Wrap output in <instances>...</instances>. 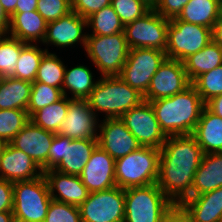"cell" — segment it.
<instances>
[{"label": "cell", "mask_w": 222, "mask_h": 222, "mask_svg": "<svg viewBox=\"0 0 222 222\" xmlns=\"http://www.w3.org/2000/svg\"><path fill=\"white\" fill-rule=\"evenodd\" d=\"M203 156L192 134L167 136L160 148L156 184L174 204L192 196L194 175Z\"/></svg>", "instance_id": "6da1fadb"}, {"label": "cell", "mask_w": 222, "mask_h": 222, "mask_svg": "<svg viewBox=\"0 0 222 222\" xmlns=\"http://www.w3.org/2000/svg\"><path fill=\"white\" fill-rule=\"evenodd\" d=\"M150 103L166 136L192 134L205 107L192 84L181 93Z\"/></svg>", "instance_id": "7a4b0ae2"}, {"label": "cell", "mask_w": 222, "mask_h": 222, "mask_svg": "<svg viewBox=\"0 0 222 222\" xmlns=\"http://www.w3.org/2000/svg\"><path fill=\"white\" fill-rule=\"evenodd\" d=\"M144 100L143 94L130 87L119 76H100L87 101L97 113L105 114V118H120L128 110Z\"/></svg>", "instance_id": "3957f363"}, {"label": "cell", "mask_w": 222, "mask_h": 222, "mask_svg": "<svg viewBox=\"0 0 222 222\" xmlns=\"http://www.w3.org/2000/svg\"><path fill=\"white\" fill-rule=\"evenodd\" d=\"M159 158L160 149L141 147L115 160L116 186L126 189L156 184Z\"/></svg>", "instance_id": "277c9868"}, {"label": "cell", "mask_w": 222, "mask_h": 222, "mask_svg": "<svg viewBox=\"0 0 222 222\" xmlns=\"http://www.w3.org/2000/svg\"><path fill=\"white\" fill-rule=\"evenodd\" d=\"M173 205L157 184L126 188L124 222H163Z\"/></svg>", "instance_id": "5b68a950"}, {"label": "cell", "mask_w": 222, "mask_h": 222, "mask_svg": "<svg viewBox=\"0 0 222 222\" xmlns=\"http://www.w3.org/2000/svg\"><path fill=\"white\" fill-rule=\"evenodd\" d=\"M102 76H119L130 48L124 32L114 35H87L84 49Z\"/></svg>", "instance_id": "8992f818"}, {"label": "cell", "mask_w": 222, "mask_h": 222, "mask_svg": "<svg viewBox=\"0 0 222 222\" xmlns=\"http://www.w3.org/2000/svg\"><path fill=\"white\" fill-rule=\"evenodd\" d=\"M97 146V139L76 140L55 134L48 153V170L79 176Z\"/></svg>", "instance_id": "52a82bcc"}, {"label": "cell", "mask_w": 222, "mask_h": 222, "mask_svg": "<svg viewBox=\"0 0 222 222\" xmlns=\"http://www.w3.org/2000/svg\"><path fill=\"white\" fill-rule=\"evenodd\" d=\"M52 197L44 175L13 184V217L44 221Z\"/></svg>", "instance_id": "ba28073f"}, {"label": "cell", "mask_w": 222, "mask_h": 222, "mask_svg": "<svg viewBox=\"0 0 222 222\" xmlns=\"http://www.w3.org/2000/svg\"><path fill=\"white\" fill-rule=\"evenodd\" d=\"M212 40L211 28L173 18L167 28L166 57L183 62Z\"/></svg>", "instance_id": "9c48e42d"}, {"label": "cell", "mask_w": 222, "mask_h": 222, "mask_svg": "<svg viewBox=\"0 0 222 222\" xmlns=\"http://www.w3.org/2000/svg\"><path fill=\"white\" fill-rule=\"evenodd\" d=\"M78 208L82 222H124L125 189L115 186L90 192Z\"/></svg>", "instance_id": "30bf717a"}, {"label": "cell", "mask_w": 222, "mask_h": 222, "mask_svg": "<svg viewBox=\"0 0 222 222\" xmlns=\"http://www.w3.org/2000/svg\"><path fill=\"white\" fill-rule=\"evenodd\" d=\"M166 58L165 51L154 48H131L119 77L144 95L152 77Z\"/></svg>", "instance_id": "8fae6325"}, {"label": "cell", "mask_w": 222, "mask_h": 222, "mask_svg": "<svg viewBox=\"0 0 222 222\" xmlns=\"http://www.w3.org/2000/svg\"><path fill=\"white\" fill-rule=\"evenodd\" d=\"M169 21L152 7L139 19L126 24L124 33L129 48H154L165 51Z\"/></svg>", "instance_id": "7c38bea8"}, {"label": "cell", "mask_w": 222, "mask_h": 222, "mask_svg": "<svg viewBox=\"0 0 222 222\" xmlns=\"http://www.w3.org/2000/svg\"><path fill=\"white\" fill-rule=\"evenodd\" d=\"M120 119L142 147L160 149L166 141L167 136L161 130L149 101L143 100L124 113Z\"/></svg>", "instance_id": "4fadbf2b"}, {"label": "cell", "mask_w": 222, "mask_h": 222, "mask_svg": "<svg viewBox=\"0 0 222 222\" xmlns=\"http://www.w3.org/2000/svg\"><path fill=\"white\" fill-rule=\"evenodd\" d=\"M192 83L189 81L184 63L166 58L151 79L144 100L153 101L183 92Z\"/></svg>", "instance_id": "5bb4252c"}, {"label": "cell", "mask_w": 222, "mask_h": 222, "mask_svg": "<svg viewBox=\"0 0 222 222\" xmlns=\"http://www.w3.org/2000/svg\"><path fill=\"white\" fill-rule=\"evenodd\" d=\"M99 119L91 109L87 99L68 97V110L58 132L71 139H97Z\"/></svg>", "instance_id": "9a60e30c"}, {"label": "cell", "mask_w": 222, "mask_h": 222, "mask_svg": "<svg viewBox=\"0 0 222 222\" xmlns=\"http://www.w3.org/2000/svg\"><path fill=\"white\" fill-rule=\"evenodd\" d=\"M102 121L97 133L98 146L114 160L142 147L120 118H104Z\"/></svg>", "instance_id": "2e32d148"}, {"label": "cell", "mask_w": 222, "mask_h": 222, "mask_svg": "<svg viewBox=\"0 0 222 222\" xmlns=\"http://www.w3.org/2000/svg\"><path fill=\"white\" fill-rule=\"evenodd\" d=\"M87 28V20L74 11L65 16L47 23L46 34L43 45H54L57 48L70 47L78 42L86 47L87 34L84 29Z\"/></svg>", "instance_id": "e0dca14e"}, {"label": "cell", "mask_w": 222, "mask_h": 222, "mask_svg": "<svg viewBox=\"0 0 222 222\" xmlns=\"http://www.w3.org/2000/svg\"><path fill=\"white\" fill-rule=\"evenodd\" d=\"M54 135L29 121L9 143L30 156L45 172L48 171V153Z\"/></svg>", "instance_id": "ac0fdd59"}, {"label": "cell", "mask_w": 222, "mask_h": 222, "mask_svg": "<svg viewBox=\"0 0 222 222\" xmlns=\"http://www.w3.org/2000/svg\"><path fill=\"white\" fill-rule=\"evenodd\" d=\"M79 176L89 192L115 187V160L97 146Z\"/></svg>", "instance_id": "d6986e66"}, {"label": "cell", "mask_w": 222, "mask_h": 222, "mask_svg": "<svg viewBox=\"0 0 222 222\" xmlns=\"http://www.w3.org/2000/svg\"><path fill=\"white\" fill-rule=\"evenodd\" d=\"M53 200L79 207L89 195L78 175L60 173L54 169L43 172Z\"/></svg>", "instance_id": "ffe728a7"}, {"label": "cell", "mask_w": 222, "mask_h": 222, "mask_svg": "<svg viewBox=\"0 0 222 222\" xmlns=\"http://www.w3.org/2000/svg\"><path fill=\"white\" fill-rule=\"evenodd\" d=\"M43 175L42 169L23 151L8 143L0 159V179L12 183Z\"/></svg>", "instance_id": "44dd1931"}, {"label": "cell", "mask_w": 222, "mask_h": 222, "mask_svg": "<svg viewBox=\"0 0 222 222\" xmlns=\"http://www.w3.org/2000/svg\"><path fill=\"white\" fill-rule=\"evenodd\" d=\"M47 22L36 11L13 13L7 35L24 43L37 44L44 40Z\"/></svg>", "instance_id": "7402d4cb"}, {"label": "cell", "mask_w": 222, "mask_h": 222, "mask_svg": "<svg viewBox=\"0 0 222 222\" xmlns=\"http://www.w3.org/2000/svg\"><path fill=\"white\" fill-rule=\"evenodd\" d=\"M181 205L195 222H222V187L201 195L190 196Z\"/></svg>", "instance_id": "603a6c76"}, {"label": "cell", "mask_w": 222, "mask_h": 222, "mask_svg": "<svg viewBox=\"0 0 222 222\" xmlns=\"http://www.w3.org/2000/svg\"><path fill=\"white\" fill-rule=\"evenodd\" d=\"M192 135L204 154L222 152V118L206 106Z\"/></svg>", "instance_id": "cb8c5ba5"}, {"label": "cell", "mask_w": 222, "mask_h": 222, "mask_svg": "<svg viewBox=\"0 0 222 222\" xmlns=\"http://www.w3.org/2000/svg\"><path fill=\"white\" fill-rule=\"evenodd\" d=\"M222 187V152L204 154L194 175L192 196Z\"/></svg>", "instance_id": "d4e9b609"}, {"label": "cell", "mask_w": 222, "mask_h": 222, "mask_svg": "<svg viewBox=\"0 0 222 222\" xmlns=\"http://www.w3.org/2000/svg\"><path fill=\"white\" fill-rule=\"evenodd\" d=\"M32 83L13 77L0 78V110H27Z\"/></svg>", "instance_id": "484cf974"}, {"label": "cell", "mask_w": 222, "mask_h": 222, "mask_svg": "<svg viewBox=\"0 0 222 222\" xmlns=\"http://www.w3.org/2000/svg\"><path fill=\"white\" fill-rule=\"evenodd\" d=\"M220 17V1L218 0H189L177 17L192 24L202 25L213 29Z\"/></svg>", "instance_id": "4316f807"}, {"label": "cell", "mask_w": 222, "mask_h": 222, "mask_svg": "<svg viewBox=\"0 0 222 222\" xmlns=\"http://www.w3.org/2000/svg\"><path fill=\"white\" fill-rule=\"evenodd\" d=\"M183 63L187 77L192 83L202 73L222 64V48L212 40L203 49L186 58Z\"/></svg>", "instance_id": "83f0119b"}, {"label": "cell", "mask_w": 222, "mask_h": 222, "mask_svg": "<svg viewBox=\"0 0 222 222\" xmlns=\"http://www.w3.org/2000/svg\"><path fill=\"white\" fill-rule=\"evenodd\" d=\"M93 77L91 70L83 64L70 69L66 66L62 85L63 96H67L66 90H69L72 99H87L97 84Z\"/></svg>", "instance_id": "f1b7e54d"}, {"label": "cell", "mask_w": 222, "mask_h": 222, "mask_svg": "<svg viewBox=\"0 0 222 222\" xmlns=\"http://www.w3.org/2000/svg\"><path fill=\"white\" fill-rule=\"evenodd\" d=\"M48 49L39 48L38 44L26 43L20 52L13 78L33 83L43 55Z\"/></svg>", "instance_id": "f546056e"}, {"label": "cell", "mask_w": 222, "mask_h": 222, "mask_svg": "<svg viewBox=\"0 0 222 222\" xmlns=\"http://www.w3.org/2000/svg\"><path fill=\"white\" fill-rule=\"evenodd\" d=\"M68 97L63 96L57 102L45 106L34 112L30 121L46 131L57 133L61 123L65 120L68 110Z\"/></svg>", "instance_id": "4dcf8cb0"}, {"label": "cell", "mask_w": 222, "mask_h": 222, "mask_svg": "<svg viewBox=\"0 0 222 222\" xmlns=\"http://www.w3.org/2000/svg\"><path fill=\"white\" fill-rule=\"evenodd\" d=\"M87 27L92 28V33L87 35H114L124 32V25L114 8L110 5L90 15L87 19Z\"/></svg>", "instance_id": "1f68e13d"}, {"label": "cell", "mask_w": 222, "mask_h": 222, "mask_svg": "<svg viewBox=\"0 0 222 222\" xmlns=\"http://www.w3.org/2000/svg\"><path fill=\"white\" fill-rule=\"evenodd\" d=\"M65 68V64L55 53L47 51L41 59L34 82H40L62 90Z\"/></svg>", "instance_id": "d6a6232c"}, {"label": "cell", "mask_w": 222, "mask_h": 222, "mask_svg": "<svg viewBox=\"0 0 222 222\" xmlns=\"http://www.w3.org/2000/svg\"><path fill=\"white\" fill-rule=\"evenodd\" d=\"M25 44L7 34L0 37V78L13 76L20 52Z\"/></svg>", "instance_id": "836d02e7"}, {"label": "cell", "mask_w": 222, "mask_h": 222, "mask_svg": "<svg viewBox=\"0 0 222 222\" xmlns=\"http://www.w3.org/2000/svg\"><path fill=\"white\" fill-rule=\"evenodd\" d=\"M29 121L27 110H0V139L9 143Z\"/></svg>", "instance_id": "e575fe53"}, {"label": "cell", "mask_w": 222, "mask_h": 222, "mask_svg": "<svg viewBox=\"0 0 222 222\" xmlns=\"http://www.w3.org/2000/svg\"><path fill=\"white\" fill-rule=\"evenodd\" d=\"M63 97L62 90L40 82H33L27 113L30 117L34 112L53 104Z\"/></svg>", "instance_id": "d590c367"}, {"label": "cell", "mask_w": 222, "mask_h": 222, "mask_svg": "<svg viewBox=\"0 0 222 222\" xmlns=\"http://www.w3.org/2000/svg\"><path fill=\"white\" fill-rule=\"evenodd\" d=\"M192 85L206 103L212 97L222 94V64L198 76Z\"/></svg>", "instance_id": "8d00e7d4"}, {"label": "cell", "mask_w": 222, "mask_h": 222, "mask_svg": "<svg viewBox=\"0 0 222 222\" xmlns=\"http://www.w3.org/2000/svg\"><path fill=\"white\" fill-rule=\"evenodd\" d=\"M111 6L124 26L139 19L153 7L146 0H111Z\"/></svg>", "instance_id": "74e56055"}, {"label": "cell", "mask_w": 222, "mask_h": 222, "mask_svg": "<svg viewBox=\"0 0 222 222\" xmlns=\"http://www.w3.org/2000/svg\"><path fill=\"white\" fill-rule=\"evenodd\" d=\"M44 222H82L77 206L51 200Z\"/></svg>", "instance_id": "f35d334b"}, {"label": "cell", "mask_w": 222, "mask_h": 222, "mask_svg": "<svg viewBox=\"0 0 222 222\" xmlns=\"http://www.w3.org/2000/svg\"><path fill=\"white\" fill-rule=\"evenodd\" d=\"M71 0H38L37 12L48 23L71 12Z\"/></svg>", "instance_id": "ab89813d"}, {"label": "cell", "mask_w": 222, "mask_h": 222, "mask_svg": "<svg viewBox=\"0 0 222 222\" xmlns=\"http://www.w3.org/2000/svg\"><path fill=\"white\" fill-rule=\"evenodd\" d=\"M110 5L111 0H71L72 11L85 19Z\"/></svg>", "instance_id": "60d3db41"}, {"label": "cell", "mask_w": 222, "mask_h": 222, "mask_svg": "<svg viewBox=\"0 0 222 222\" xmlns=\"http://www.w3.org/2000/svg\"><path fill=\"white\" fill-rule=\"evenodd\" d=\"M189 0H157L153 8L166 19L177 18Z\"/></svg>", "instance_id": "b9f144b4"}, {"label": "cell", "mask_w": 222, "mask_h": 222, "mask_svg": "<svg viewBox=\"0 0 222 222\" xmlns=\"http://www.w3.org/2000/svg\"><path fill=\"white\" fill-rule=\"evenodd\" d=\"M13 184L0 179V212L13 211Z\"/></svg>", "instance_id": "7bdbcfd3"}, {"label": "cell", "mask_w": 222, "mask_h": 222, "mask_svg": "<svg viewBox=\"0 0 222 222\" xmlns=\"http://www.w3.org/2000/svg\"><path fill=\"white\" fill-rule=\"evenodd\" d=\"M163 222H195L193 217L181 204H174Z\"/></svg>", "instance_id": "ee69618b"}, {"label": "cell", "mask_w": 222, "mask_h": 222, "mask_svg": "<svg viewBox=\"0 0 222 222\" xmlns=\"http://www.w3.org/2000/svg\"><path fill=\"white\" fill-rule=\"evenodd\" d=\"M205 106L214 114L222 118V94L212 97Z\"/></svg>", "instance_id": "f6af8a7d"}, {"label": "cell", "mask_w": 222, "mask_h": 222, "mask_svg": "<svg viewBox=\"0 0 222 222\" xmlns=\"http://www.w3.org/2000/svg\"><path fill=\"white\" fill-rule=\"evenodd\" d=\"M37 2L38 0H18L14 13L36 11Z\"/></svg>", "instance_id": "bcb514c9"}, {"label": "cell", "mask_w": 222, "mask_h": 222, "mask_svg": "<svg viewBox=\"0 0 222 222\" xmlns=\"http://www.w3.org/2000/svg\"><path fill=\"white\" fill-rule=\"evenodd\" d=\"M10 24V17L3 10L2 4L0 3V32L4 35L7 34Z\"/></svg>", "instance_id": "7dc6e473"}, {"label": "cell", "mask_w": 222, "mask_h": 222, "mask_svg": "<svg viewBox=\"0 0 222 222\" xmlns=\"http://www.w3.org/2000/svg\"><path fill=\"white\" fill-rule=\"evenodd\" d=\"M212 38L213 41L222 48V20L220 19L212 29Z\"/></svg>", "instance_id": "c3c4849f"}, {"label": "cell", "mask_w": 222, "mask_h": 222, "mask_svg": "<svg viewBox=\"0 0 222 222\" xmlns=\"http://www.w3.org/2000/svg\"><path fill=\"white\" fill-rule=\"evenodd\" d=\"M17 2L18 0H0L3 10L9 17L15 12Z\"/></svg>", "instance_id": "681fc988"}, {"label": "cell", "mask_w": 222, "mask_h": 222, "mask_svg": "<svg viewBox=\"0 0 222 222\" xmlns=\"http://www.w3.org/2000/svg\"><path fill=\"white\" fill-rule=\"evenodd\" d=\"M13 211H2L0 212V222H12Z\"/></svg>", "instance_id": "f907efd6"}, {"label": "cell", "mask_w": 222, "mask_h": 222, "mask_svg": "<svg viewBox=\"0 0 222 222\" xmlns=\"http://www.w3.org/2000/svg\"><path fill=\"white\" fill-rule=\"evenodd\" d=\"M7 144L8 143L6 141L0 139V159Z\"/></svg>", "instance_id": "816d5d0a"}, {"label": "cell", "mask_w": 222, "mask_h": 222, "mask_svg": "<svg viewBox=\"0 0 222 222\" xmlns=\"http://www.w3.org/2000/svg\"><path fill=\"white\" fill-rule=\"evenodd\" d=\"M12 222H44V221H26V220H22V219L13 217Z\"/></svg>", "instance_id": "f5cc1de1"}, {"label": "cell", "mask_w": 222, "mask_h": 222, "mask_svg": "<svg viewBox=\"0 0 222 222\" xmlns=\"http://www.w3.org/2000/svg\"><path fill=\"white\" fill-rule=\"evenodd\" d=\"M220 20H222V0L220 1Z\"/></svg>", "instance_id": "db71d44e"}, {"label": "cell", "mask_w": 222, "mask_h": 222, "mask_svg": "<svg viewBox=\"0 0 222 222\" xmlns=\"http://www.w3.org/2000/svg\"><path fill=\"white\" fill-rule=\"evenodd\" d=\"M146 1L149 2L153 6L157 0H146Z\"/></svg>", "instance_id": "11a10c76"}]
</instances>
